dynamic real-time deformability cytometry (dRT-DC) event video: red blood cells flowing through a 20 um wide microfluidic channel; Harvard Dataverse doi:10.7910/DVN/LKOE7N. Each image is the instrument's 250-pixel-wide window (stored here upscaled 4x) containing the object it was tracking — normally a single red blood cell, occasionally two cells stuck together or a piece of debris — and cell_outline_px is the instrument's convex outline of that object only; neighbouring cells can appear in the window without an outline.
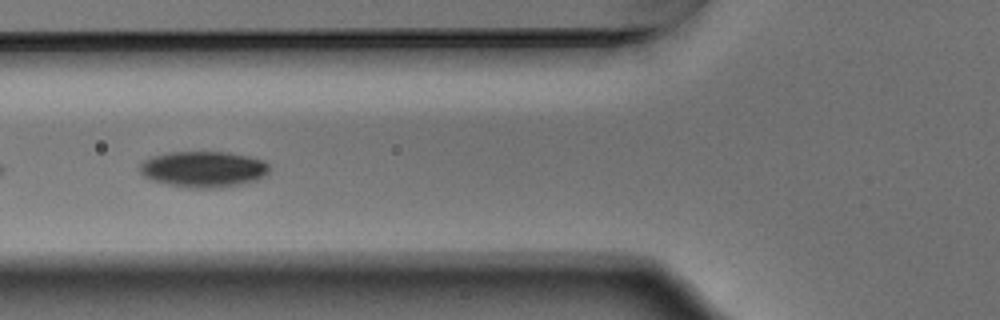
{"species": "Egyptian fruit bat (a non-hibernating species)", "species_latin": "Rousettus aegyptiacus", "temperature_condition": "warm", "stored_images_in_passage": 24, "camera_frame_rate_fps": 3000, "um_per_image_px": 0.085, "animal": {"sex": "male"}, "frame": {"image": 1, "passage_image": 21, "time_ms": 6.667, "image_size_px": [1000, 320], "cell_outline_px": [[268, 172], [256, 180], [244, 184], [220, 188], [184, 188], [152, 180], [144, 176], [140, 172], [140, 164], [144, 160], [152, 156], [172, 152], [228, 152], [248, 156], [264, 160], [268, 164]], "centroid_in_image_um": [17.29, 14.39], "position_along_channel_um": 108.5, "area_um2": 27.28}}